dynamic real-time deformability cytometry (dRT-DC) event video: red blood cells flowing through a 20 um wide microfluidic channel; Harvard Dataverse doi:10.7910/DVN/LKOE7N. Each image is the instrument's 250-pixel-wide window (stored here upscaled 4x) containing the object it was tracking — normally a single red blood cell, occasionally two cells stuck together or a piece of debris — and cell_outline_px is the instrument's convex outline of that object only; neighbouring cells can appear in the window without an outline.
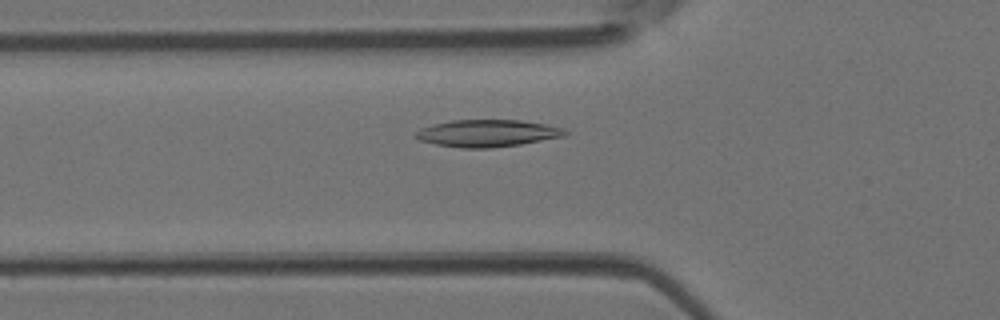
{"species": "Egyptian fruit bat (a non-hibernating species)", "species_latin": "Rousettus aegyptiacus", "temperature_condition": "room temperature", "stored_images_in_passage": 34, "camera_frame_rate_fps": 3000, "um_per_image_px": 0.085, "animal": {"sex": "female"}, "frame": {"image": 1, "passage_image": 4, "time_ms": 1.0, "image_size_px": [1000, 320], "cell_outline_px": [[568, 132], [564, 136], [520, 144], [492, 148], [460, 148], [436, 144], [420, 140], [416, 136], [416, 132], [420, 128], [452, 120], [520, 120], [544, 124], [564, 128]], "centroid_in_image_um": [41.44, 11.33], "position_along_channel_um": 84.4, "area_um2": 23.35}}
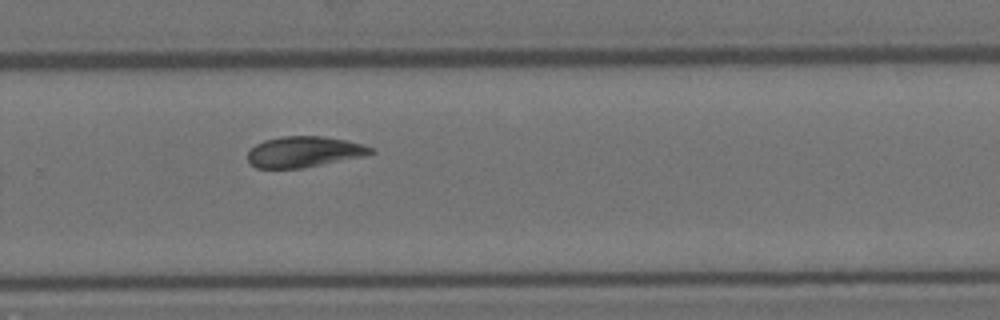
{"frame": {"image": 2, "passage_image": 19, "time_ms": 6.0, "image_size_px": [1000, 320], "cell_outline_px": [[376, 152], [364, 156], [304, 168], [256, 168], [248, 160], [248, 152], [256, 144], [264, 140], [284, 136], [324, 136], [364, 144], [372, 148]], "centroid_in_image_um": [25.87, 12.9], "position_along_channel_um": 303.9, "area_um2": 22.08}}
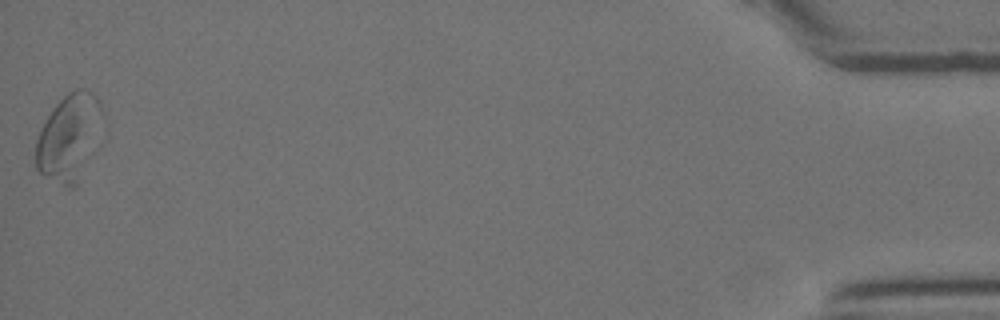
{"frame": {"image": 3, "passage_image": 34, "time_ms": 11.0, "image_size_px": [1000, 320], "cell_outline_px": [[104, 116], [76, 184], [64, 184], [40, 172], [36, 168], [36, 140], [52, 108], [68, 92], [76, 88], [84, 88], [92, 92], [96, 96], [104, 112]], "centroid_in_image_um": [5.85, 11.55], "position_along_channel_um": 429.4, "area_um2": 31.96}}